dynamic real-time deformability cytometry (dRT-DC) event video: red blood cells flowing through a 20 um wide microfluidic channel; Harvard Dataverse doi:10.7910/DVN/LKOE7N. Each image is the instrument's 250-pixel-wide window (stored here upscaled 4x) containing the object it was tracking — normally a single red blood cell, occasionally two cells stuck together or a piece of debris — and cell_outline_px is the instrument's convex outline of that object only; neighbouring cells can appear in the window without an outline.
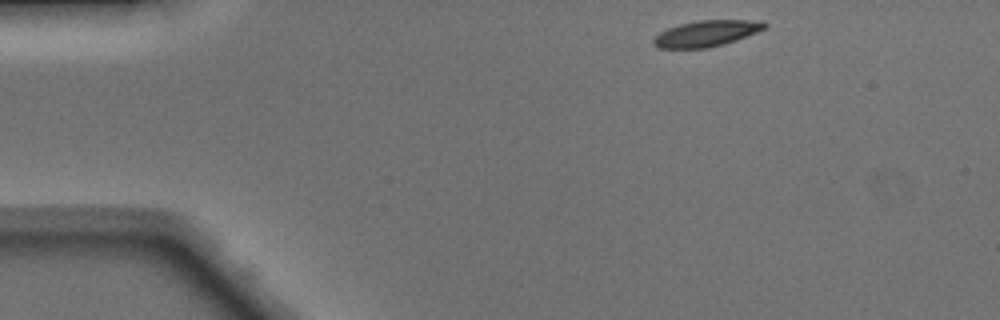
{"species": "Egyptian fruit bat (a non-hibernating species)", "species_latin": "Rousettus aegyptiacus", "temperature_condition": "warm", "stored_images_in_passage": 42, "camera_frame_rate_fps": 3000, "um_per_image_px": 0.085, "animal": {"sex": "male"}, "frame": {"image": 1, "passage_image": 1, "time_ms": 0.0, "image_size_px": [1000, 320], "cell_outline_px": [[768, 24], [764, 28], [756, 32], [736, 40], [724, 44], [708, 48], [660, 48], [652, 44], [652, 36], [668, 28], [680, 24], [696, 20], [764, 20]], "centroid_in_image_um": [60.02, 2.84], "position_along_channel_um": 25.0, "area_um2": 16.99}}
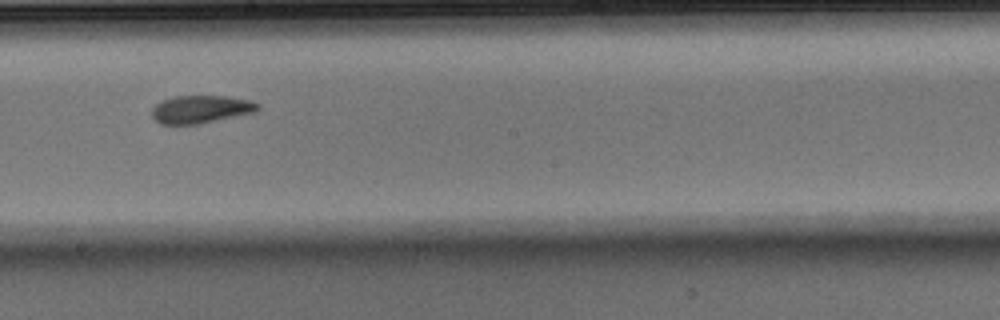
{"frame": {"image": 2, "passage_image": 21, "time_ms": 6.667, "image_size_px": [1000, 320], "cell_outline_px": [[260, 108], [256, 112], [196, 124], [160, 124], [152, 116], [152, 108], [156, 104], [164, 100], [176, 96], [224, 96], [252, 100], [260, 104]], "centroid_in_image_um": [17.1, 9.28], "position_along_channel_um": 231.1, "area_um2": 17.05}}
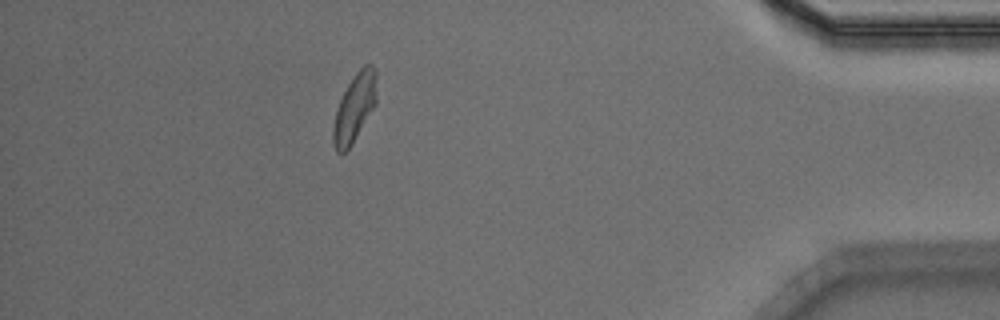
{"frame": {"image": 3, "passage_image": 37, "time_ms": 12.0, "image_size_px": [1000, 320], "cell_outline_px": [[376, 104], [352, 144], [344, 152], [336, 152], [332, 144], [332, 128], [336, 108], [348, 84], [356, 72], [364, 64], [372, 64], [376, 72]], "centroid_in_image_um": [30.12, 9.17], "position_along_channel_um": 405.1, "area_um2": 17.28}, "authors_computed_cell_mechanics": {"area_um2": 17.3689, "velocity_mm_per_s": 4.1286, "shape_relaxation_time_tau1_ms": 3.9457, "shape_relaxation_time_tau2_ms": 1.3804, "deformation_change_tau1": 0.1551, "deformation_change_tau2": 0.0621}}